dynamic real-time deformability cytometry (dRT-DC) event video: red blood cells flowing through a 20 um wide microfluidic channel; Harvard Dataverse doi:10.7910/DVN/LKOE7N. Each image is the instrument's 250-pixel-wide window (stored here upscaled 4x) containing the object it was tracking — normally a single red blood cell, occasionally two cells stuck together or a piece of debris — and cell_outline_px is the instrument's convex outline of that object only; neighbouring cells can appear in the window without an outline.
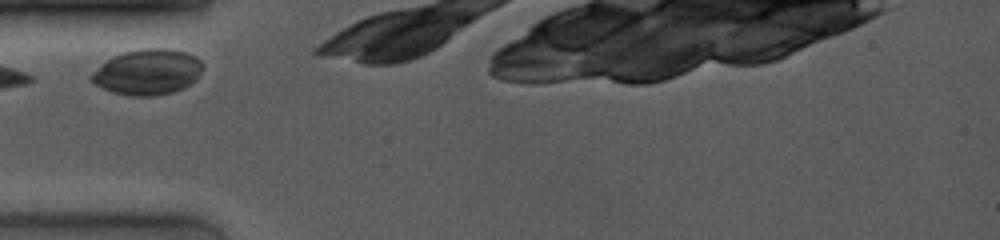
{"species": "common noctule bat (a hibernating species)", "species_latin": "Nyctalus noctula", "temperature_condition": "room temperature", "stored_images_in_passage": 5, "camera_frame_rate_fps": 4000, "um_per_image_px": 0.085, "animal": {"sex": "female", "body_mass_g": 19.0, "forearm_length_mm": 53.3}, "frame": {"image": 1, "passage_image": 1, "time_ms": 0.0, "image_size_px": [1000, 240], "cell_outline_px": [[204, 68], [196, 80], [184, 88], [172, 92], [156, 96], [128, 96], [112, 92], [100, 88], [88, 76], [100, 64], [112, 56], [124, 52], [144, 48], [168, 48], [184, 52], [196, 56], [204, 64]], "centroid_in_image_um": [12.55, 6.12], "position_along_channel_um": 72.5, "area_um2": 30.0}}